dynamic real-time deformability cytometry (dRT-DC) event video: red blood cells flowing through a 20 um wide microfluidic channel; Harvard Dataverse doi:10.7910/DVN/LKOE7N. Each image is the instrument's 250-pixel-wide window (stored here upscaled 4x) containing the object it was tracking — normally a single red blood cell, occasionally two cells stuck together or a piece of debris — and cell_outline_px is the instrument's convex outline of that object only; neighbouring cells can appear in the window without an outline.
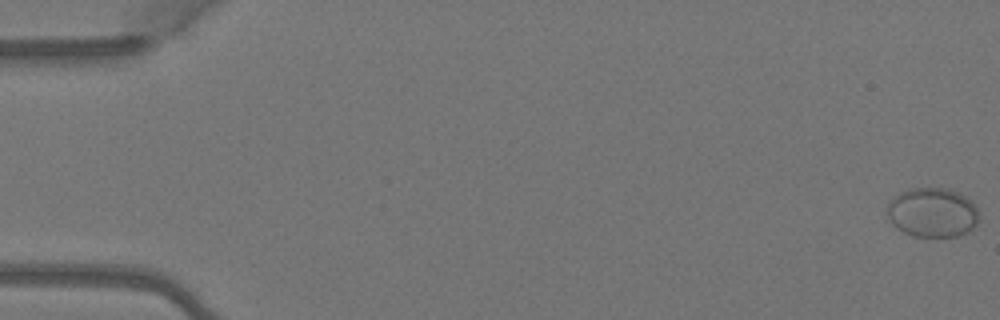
{"species": "Egyptian fruit bat (a non-hibernating species)", "species_latin": "Rousettus aegyptiacus", "temperature_condition": "warm", "stored_images_in_passage": 5, "camera_frame_rate_fps": 3000, "um_per_image_px": 0.085, "animal": {"sex": "female"}, "frame": {"image": 1, "passage_image": 1, "time_ms": 0.0, "image_size_px": [1000, 320], "cell_outline_px": [[980, 220], [972, 228], [956, 236], [912, 236], [896, 228], [888, 220], [888, 204], [900, 192], [908, 188], [948, 188], [960, 192], [972, 200], [980, 216]], "centroid_in_image_um": [79.27, 18.04], "position_along_channel_um": 5.7, "area_um2": 26.59}}
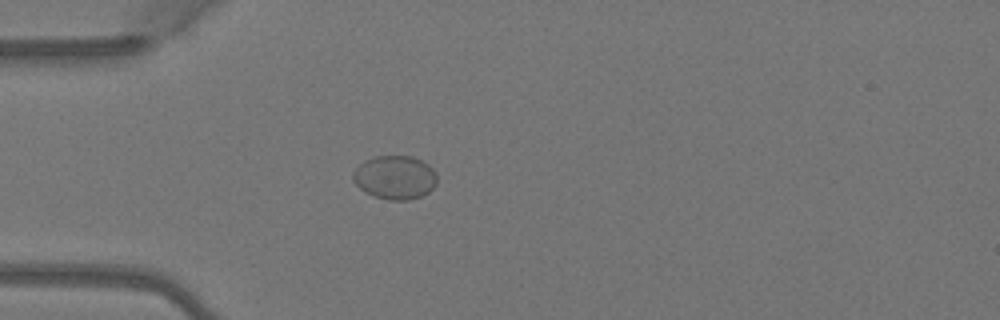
{"frame": {"image": 2, "passage_image": 5, "time_ms": 1.333, "image_size_px": [1000, 320], "cell_outline_px": [[436, 184], [428, 192], [420, 196], [408, 200], [388, 200], [364, 192], [352, 180], [352, 172], [364, 160], [376, 156], [412, 156], [428, 164], [436, 172]], "centroid_in_image_um": [33.55, 15.07], "position_along_channel_um": 51.4, "area_um2": 21.39}}